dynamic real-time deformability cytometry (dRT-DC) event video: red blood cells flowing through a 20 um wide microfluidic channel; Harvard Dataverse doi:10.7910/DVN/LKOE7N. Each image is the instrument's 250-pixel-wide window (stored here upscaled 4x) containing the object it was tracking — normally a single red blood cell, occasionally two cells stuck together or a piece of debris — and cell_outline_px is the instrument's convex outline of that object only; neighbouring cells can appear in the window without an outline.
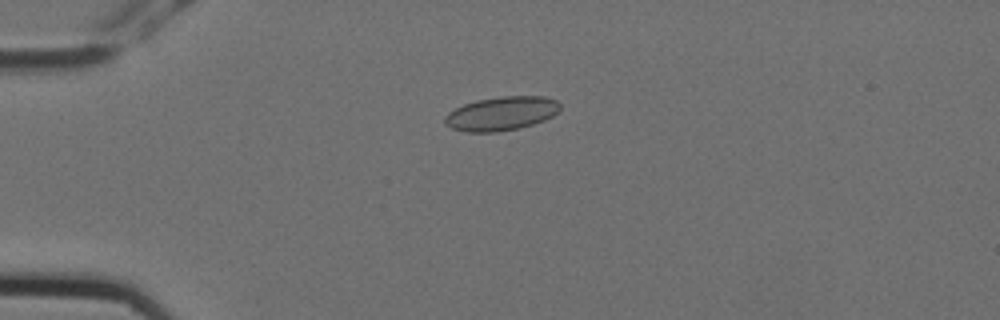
{"species": "Egyptian fruit bat (a non-hibernating species)", "species_latin": "Rousettus aegyptiacus", "temperature_condition": "cold", "stored_images_in_passage": 10, "camera_frame_rate_fps": 3000, "um_per_image_px": 0.085, "animal": {"sex": "female"}, "frame": {"image": 1, "passage_image": 3, "time_ms": 0.667, "image_size_px": [1000, 320], "cell_outline_px": [[560, 108], [552, 116], [544, 120], [532, 124], [516, 128], [496, 132], [468, 132], [452, 128], [444, 120], [444, 116], [448, 112], [464, 104], [476, 100], [500, 96], [544, 96], [556, 100], [560, 104]], "centroid_in_image_um": [42.61, 9.64], "position_along_channel_um": 42.4, "area_um2": 22.54}}
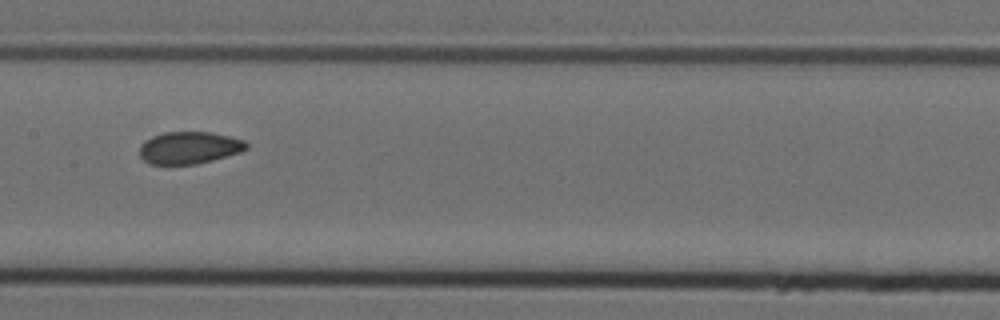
{"frame": {"image": 2, "passage_image": 7, "time_ms": 2.0, "image_size_px": [1000, 320], "cell_outline_px": [[248, 148], [240, 152], [212, 160], [196, 164], [148, 164], [140, 156], [140, 144], [144, 140], [152, 136], [164, 132], [208, 132], [228, 136], [244, 140], [248, 144]], "centroid_in_image_um": [16.06, 12.55], "position_along_channel_um": 191.3, "area_um2": 20.0}}
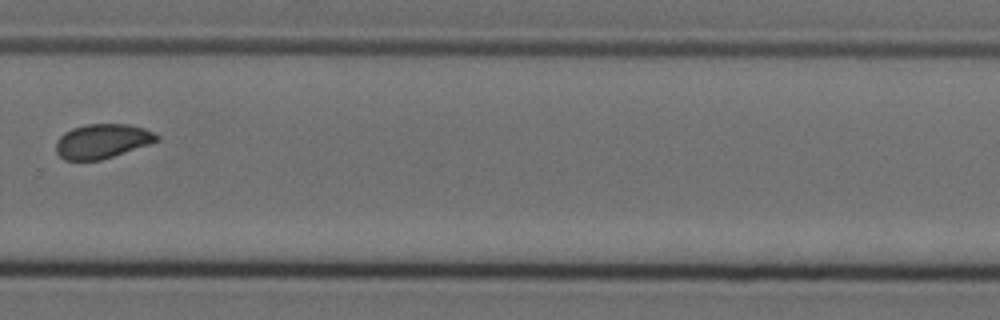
{"frame": {"image": 3, "passage_image": 10, "time_ms": 3.0, "image_size_px": [1000, 320], "cell_outline_px": [[160, 140], [152, 144], [100, 160], [64, 160], [56, 152], [56, 140], [64, 132], [72, 128], [88, 124], [128, 124], [144, 128], [156, 132], [160, 136]], "centroid_in_image_um": [8.73, 11.99], "position_along_channel_um": 321.1, "area_um2": 20.46}}